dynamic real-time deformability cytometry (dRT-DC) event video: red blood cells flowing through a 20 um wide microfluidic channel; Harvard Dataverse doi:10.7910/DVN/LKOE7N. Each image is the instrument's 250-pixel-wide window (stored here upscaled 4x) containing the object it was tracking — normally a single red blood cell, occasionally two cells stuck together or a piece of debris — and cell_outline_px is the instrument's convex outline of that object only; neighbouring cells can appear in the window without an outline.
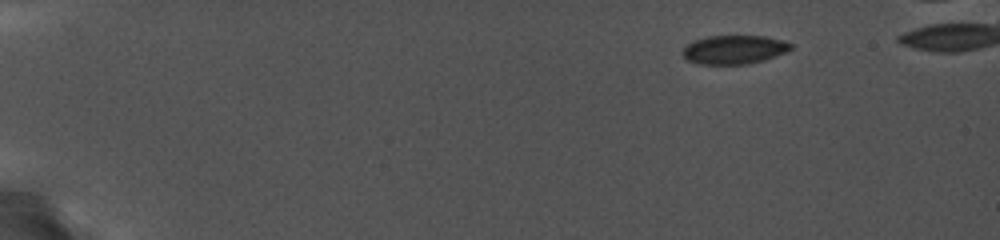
{"species": "common noctule bat (a hibernating species)", "species_latin": "Nyctalus noctula", "temperature_condition": "cold", "stored_images_in_passage": 6, "segment_of_instrument_passage": [2, 2], "camera_frame_rate_fps": 5000, "um_per_image_px": 0.085, "animal": {"sex": "female", "body_mass_g": 19.0, "forearm_length_mm": 56.7}, "frame": {"image": 1, "passage_image": 6, "time_ms": 1.6, "image_size_px": [1000, 240], "cell_outline_px": [[792, 48], [788, 52], [764, 60], [748, 64], [700, 64], [688, 60], [684, 56], [684, 48], [688, 44], [696, 40], [708, 36], [764, 36], [780, 40], [792, 44]], "centroid_in_image_um": [62.44, 4.22], "position_along_channel_um": 22.6, "area_um2": 17.92}}